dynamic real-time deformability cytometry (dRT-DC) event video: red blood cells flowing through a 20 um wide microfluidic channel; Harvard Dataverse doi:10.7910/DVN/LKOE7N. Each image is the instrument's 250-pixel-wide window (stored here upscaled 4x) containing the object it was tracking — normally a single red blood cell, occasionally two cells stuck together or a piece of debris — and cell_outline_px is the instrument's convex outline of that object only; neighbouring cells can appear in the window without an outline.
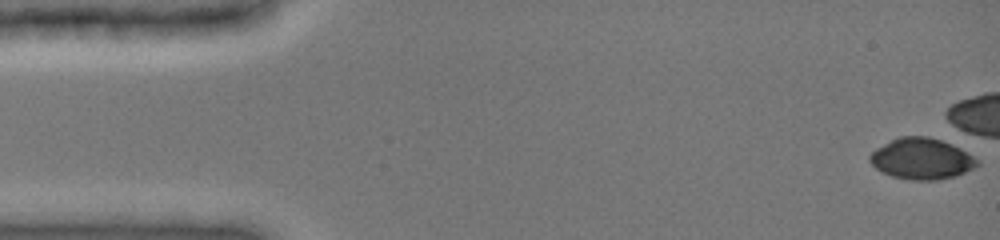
{"species": "common noctule bat (a hibernating species)", "species_latin": "Nyctalus noctula", "temperature_condition": "cold", "stored_images_in_passage": 5, "camera_frame_rate_fps": 3000, "um_per_image_px": 0.085, "animal": {"sex": "female", "body_mass_g": 19.0, "forearm_length_mm": 51.5}, "frame": {"image": 1, "passage_image": 1, "time_ms": 0.0, "image_size_px": [1000, 240], "cell_outline_px": [[980, 164], [956, 176], [940, 180], [912, 180], [892, 176], [876, 168], [868, 160], [868, 156], [876, 148], [900, 136], [928, 136], [952, 144], [968, 152], [980, 160]], "centroid_in_image_um": [78.36, 13.49], "position_along_channel_um": 6.6, "area_um2": 25.72}}